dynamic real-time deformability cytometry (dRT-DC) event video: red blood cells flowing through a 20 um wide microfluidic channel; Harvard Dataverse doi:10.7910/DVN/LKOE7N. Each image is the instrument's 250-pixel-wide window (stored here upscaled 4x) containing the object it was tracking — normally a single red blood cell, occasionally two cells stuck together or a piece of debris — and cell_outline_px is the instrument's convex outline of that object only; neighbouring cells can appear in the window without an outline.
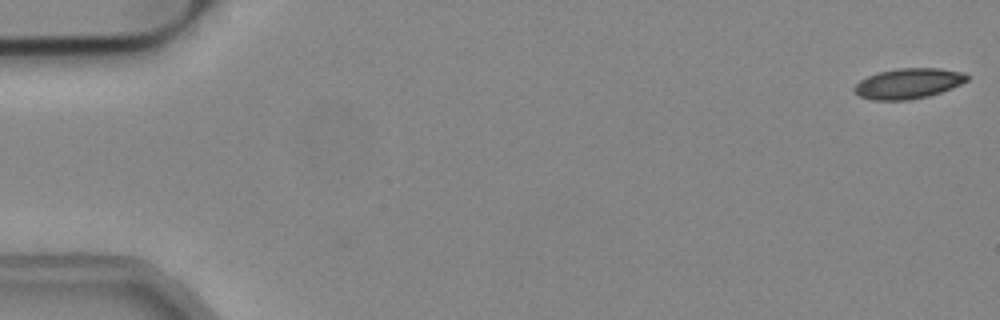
{"species": "common noctule bat (a hibernating species)", "species_latin": "Nyctalus noctula", "temperature_condition": "cold", "stored_images_in_passage": 45, "camera_frame_rate_fps": 3000, "um_per_image_px": 0.085, "animal": {"sex": "male", "body_mass_g": 19.2, "forearm_length_mm": 51.8}, "frame": {"image": 1, "passage_image": 1, "time_ms": 0.0, "image_size_px": [1000, 320], "cell_outline_px": [[968, 80], [952, 88], [928, 96], [908, 100], [872, 100], [860, 96], [852, 92], [852, 88], [860, 80], [868, 76], [880, 72], [896, 68], [940, 68], [964, 72], [968, 76]], "centroid_in_image_um": [77.19, 7.09], "position_along_channel_um": 7.8, "area_um2": 20.0}}
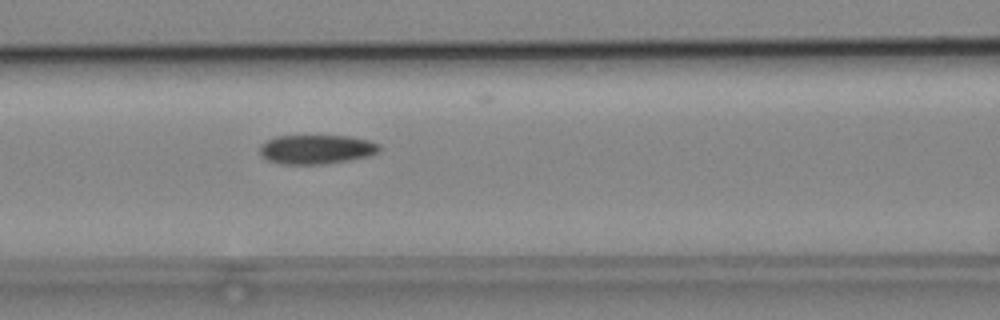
{"frame": {"image": 2, "passage_image": 23, "time_ms": 7.333, "image_size_px": [1000, 320], "cell_outline_px": [[380, 152], [368, 156], [348, 160], [324, 164], [280, 164], [268, 160], [260, 156], [260, 144], [276, 136], [348, 136], [368, 140], [380, 144]], "centroid_in_image_um": [26.89, 12.7], "position_along_channel_um": 139.7, "area_um2": 20.4}}
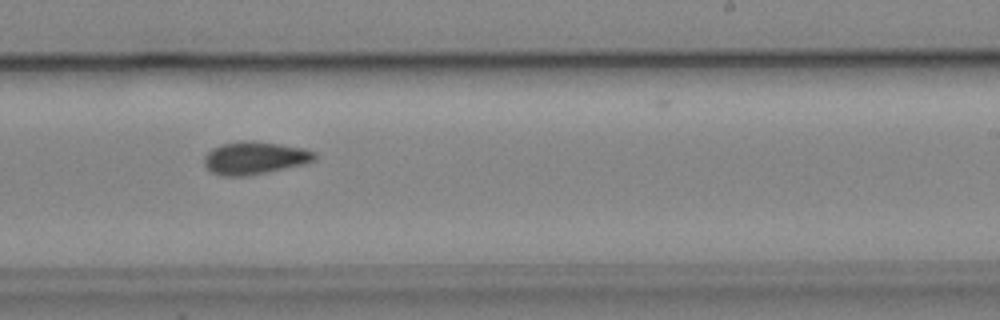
{"frame": {"image": 3, "passage_image": 33, "time_ms": 10.667, "image_size_px": [1000, 320], "cell_outline_px": [[316, 160], [304, 164], [248, 176], [220, 176], [212, 172], [204, 164], [204, 156], [212, 148], [224, 144], [244, 140], [252, 140], [280, 144], [304, 148], [316, 152]], "centroid_in_image_um": [21.66, 13.42], "position_along_channel_um": 267.3, "area_um2": 21.1}}